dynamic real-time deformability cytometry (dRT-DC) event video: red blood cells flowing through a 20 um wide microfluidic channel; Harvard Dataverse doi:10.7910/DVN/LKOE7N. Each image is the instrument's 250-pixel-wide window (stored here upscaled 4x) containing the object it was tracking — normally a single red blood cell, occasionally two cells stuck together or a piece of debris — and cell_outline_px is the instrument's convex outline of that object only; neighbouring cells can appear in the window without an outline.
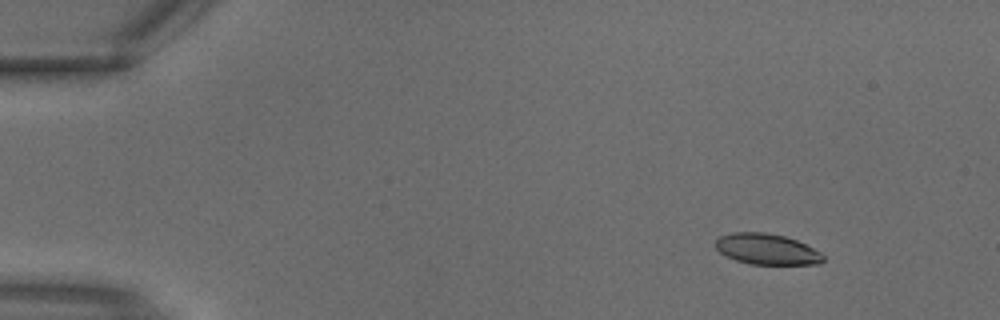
{"species": "common noctule bat (a hibernating species)", "species_latin": "Nyctalus noctula", "temperature_condition": "warm", "stored_images_in_passage": 3, "camera_frame_rate_fps": 3000, "um_per_image_px": 0.085, "animal": {"sex": "male", "body_mass_g": 18.8}, "frame": {"image": 1, "passage_image": 1, "time_ms": 0.0, "image_size_px": [1000, 320], "cell_outline_px": [[824, 260], [820, 264], [752, 264], [736, 260], [720, 252], [716, 248], [716, 240], [720, 236], [732, 232], [764, 232], [784, 236], [796, 240], [820, 252], [824, 256]], "centroid_in_image_um": [65.18, 21.17], "position_along_channel_um": 19.8, "area_um2": 19.13}}
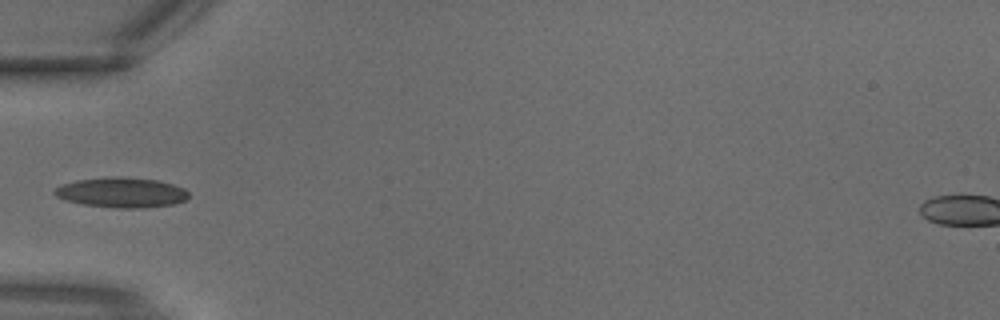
{"frame": {"image": 2, "passage_image": 3, "time_ms": 0.667, "image_size_px": [1000, 320], "cell_outline_px": [[188, 200], [172, 204], [144, 208], [116, 208], [84, 204], [64, 200], [56, 196], [52, 192], [56, 188], [64, 184], [76, 180], [108, 176], [120, 176], [156, 180], [172, 184], [184, 188], [188, 192]], "centroid_in_image_um": [10.33, 16.36], "position_along_channel_um": 74.7, "area_um2": 23.58}}